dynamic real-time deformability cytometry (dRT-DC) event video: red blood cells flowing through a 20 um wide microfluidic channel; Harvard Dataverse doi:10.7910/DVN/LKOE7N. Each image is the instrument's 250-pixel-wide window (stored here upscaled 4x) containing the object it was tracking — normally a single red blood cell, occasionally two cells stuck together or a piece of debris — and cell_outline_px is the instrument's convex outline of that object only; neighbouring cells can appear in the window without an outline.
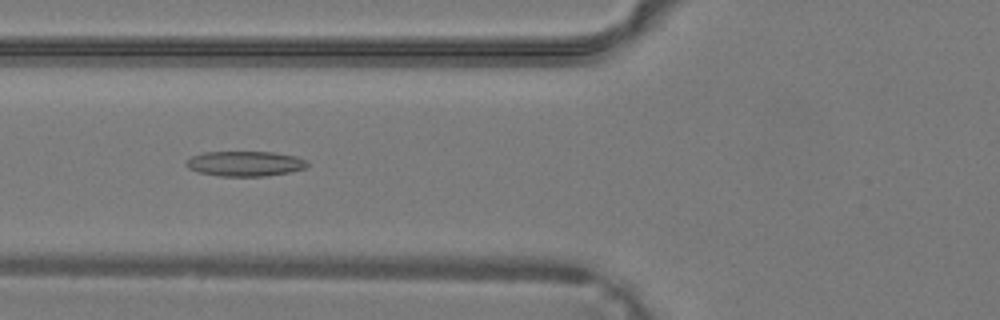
{"species": "common noctule bat (a hibernating species)", "species_latin": "Nyctalus noctula", "temperature_condition": "warm", "stored_images_in_passage": 35, "camera_frame_rate_fps": 3000, "um_per_image_px": 0.085, "animal": {"sex": "male", "body_mass_g": 19.2, "forearm_length_mm": 51.8}, "frame": {"image": 1, "passage_image": 10, "time_ms": 3.0, "image_size_px": [1000, 320], "cell_outline_px": [[308, 164], [304, 168], [288, 172], [264, 176], [220, 176], [200, 172], [188, 168], [184, 164], [192, 156], [204, 152], [272, 152], [296, 156], [308, 160]], "centroid_in_image_um": [20.83, 13.9], "position_along_channel_um": 105.0, "area_um2": 17.57}}
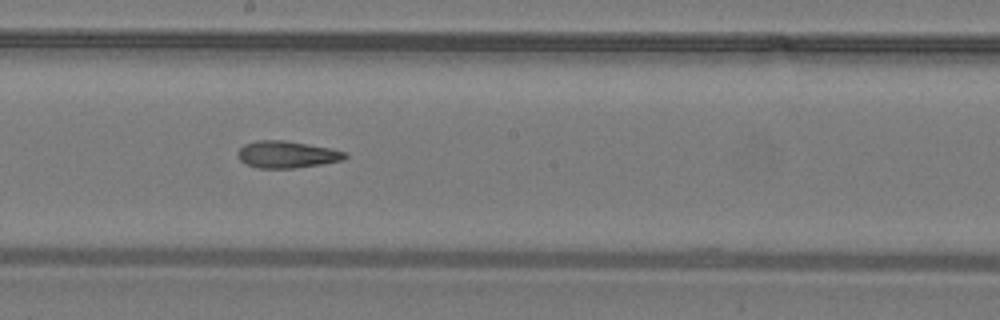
{"frame": {"image": 2, "passage_image": 17, "time_ms": 5.333, "image_size_px": [1000, 320], "cell_outline_px": [[348, 156], [344, 160], [320, 164], [292, 168], [256, 168], [244, 164], [240, 160], [236, 152], [244, 144], [256, 140], [284, 140], [308, 144], [348, 152]], "centroid_in_image_um": [24.35, 13.13], "position_along_channel_um": 223.8, "area_um2": 16.94}}
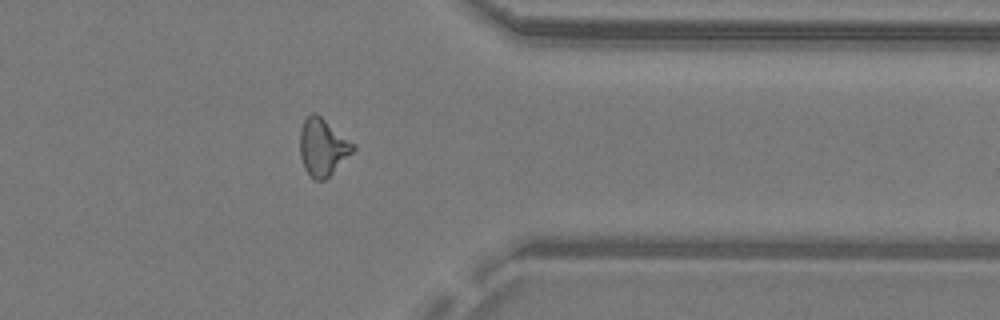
{"frame": {"image": 3, "passage_image": 27, "time_ms": 8.667, "image_size_px": [1000, 320], "cell_outline_px": [[356, 148], [324, 180], [316, 180], [304, 168], [300, 156], [300, 128], [304, 120], [312, 112], [316, 112], [356, 144]], "centroid_in_image_um": [27.43, 12.46], "position_along_channel_um": 384.0, "area_um2": 17.57}}